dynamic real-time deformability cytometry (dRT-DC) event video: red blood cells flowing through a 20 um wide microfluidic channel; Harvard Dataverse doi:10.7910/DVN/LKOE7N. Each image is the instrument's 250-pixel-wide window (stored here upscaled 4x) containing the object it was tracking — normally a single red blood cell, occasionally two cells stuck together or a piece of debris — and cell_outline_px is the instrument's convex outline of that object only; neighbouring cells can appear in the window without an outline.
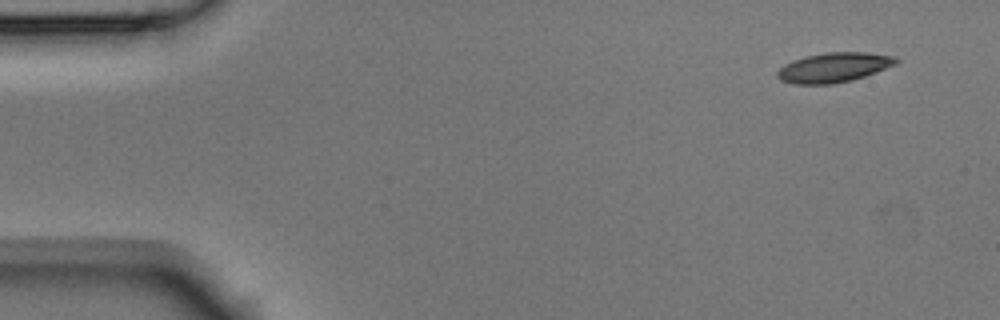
{"species": "Egyptian fruit bat (a non-hibernating species)", "species_latin": "Rousettus aegyptiacus", "temperature_condition": "room temperature", "stored_images_in_passage": 6, "camera_frame_rate_fps": 3000, "um_per_image_px": 0.085, "animal": {"sex": "male"}, "frame": {"image": 1, "passage_image": 1, "time_ms": 0.0, "image_size_px": [1000, 320], "cell_outline_px": [[900, 60], [896, 64], [876, 72], [852, 80], [832, 84], [796, 84], [780, 80], [776, 76], [776, 72], [784, 64], [792, 60], [804, 56], [824, 52], [868, 52], [896, 56]], "centroid_in_image_um": [70.87, 5.72], "position_along_channel_um": 14.1, "area_um2": 20.75}}
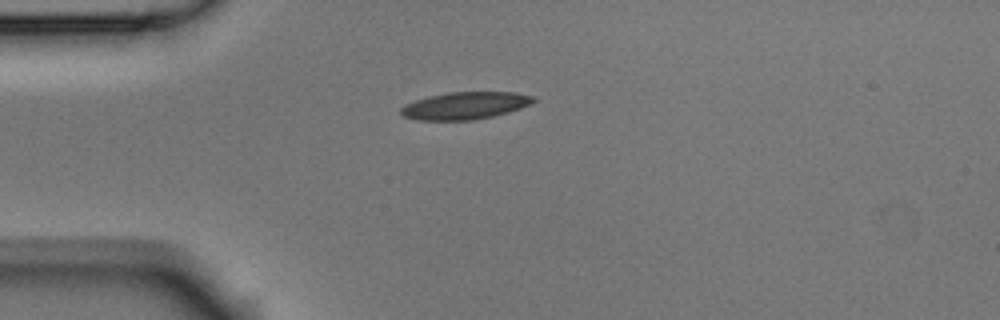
{"frame": {"image": 2, "passage_image": 4, "time_ms": 1.0, "image_size_px": [1000, 320], "cell_outline_px": [[536, 100], [520, 108], [508, 112], [492, 116], [472, 120], [416, 120], [404, 116], [400, 112], [400, 108], [404, 104], [428, 96], [448, 92], [516, 92], [532, 96]], "centroid_in_image_um": [39.49, 8.97], "position_along_channel_um": 45.5, "area_um2": 20.98}}
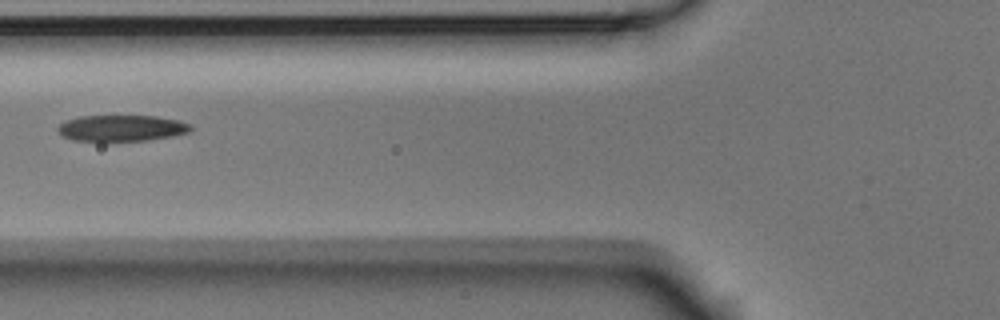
{"frame": {"image": 3, "passage_image": 6, "time_ms": 1.667, "image_size_px": [1000, 320], "cell_outline_px": [[192, 128], [188, 132], [172, 136], [148, 140], [104, 144], [100, 144], [72, 140], [64, 136], [56, 128], [64, 120], [80, 116], [156, 116], [180, 120], [188, 124]], "centroid_in_image_um": [10.26, 10.93], "position_along_channel_um": 115.5, "area_um2": 21.15}}